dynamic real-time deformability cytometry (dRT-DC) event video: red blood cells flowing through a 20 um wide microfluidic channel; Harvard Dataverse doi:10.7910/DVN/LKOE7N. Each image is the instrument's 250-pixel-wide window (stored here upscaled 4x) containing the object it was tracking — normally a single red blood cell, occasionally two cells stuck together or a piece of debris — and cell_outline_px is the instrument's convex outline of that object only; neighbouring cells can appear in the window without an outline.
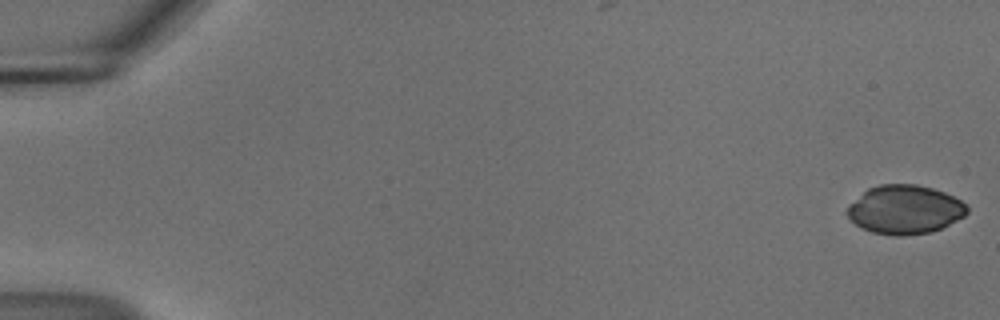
{"species": "common noctule bat (a hibernating species)", "species_latin": "Nyctalus noctula", "temperature_condition": "cold", "stored_images_in_passage": 55, "camera_frame_rate_fps": 3000, "um_per_image_px": 0.085, "animal": {"sex": "male", "body_mass_g": 18.8}, "frame": {"image": 1, "passage_image": 1, "time_ms": 0.0, "image_size_px": [1000, 320], "cell_outline_px": [[968, 212], [964, 216], [932, 232], [904, 236], [892, 236], [872, 232], [860, 228], [844, 212], [848, 204], [868, 188], [880, 184], [916, 184], [932, 188], [944, 192], [968, 204]], "centroid_in_image_um": [76.88, 17.82], "position_along_channel_um": 8.1, "area_um2": 34.33}}
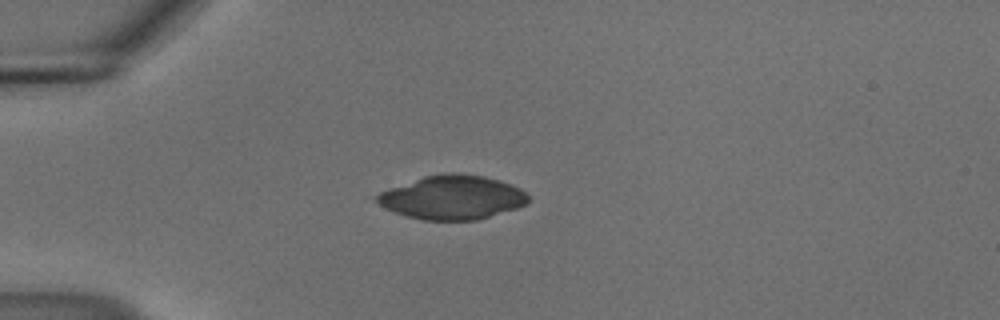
{"frame": {"image": 2, "passage_image": 15, "time_ms": 4.667, "image_size_px": [1000, 320], "cell_outline_px": [[528, 204], [516, 208], [476, 220], [424, 220], [408, 216], [384, 208], [376, 200], [376, 196], [380, 192], [388, 188], [424, 176], [440, 172], [456, 172], [484, 176], [500, 180], [520, 188], [528, 196]], "centroid_in_image_um": [38.45, 16.76], "position_along_channel_um": 46.6, "area_um2": 38.73}}
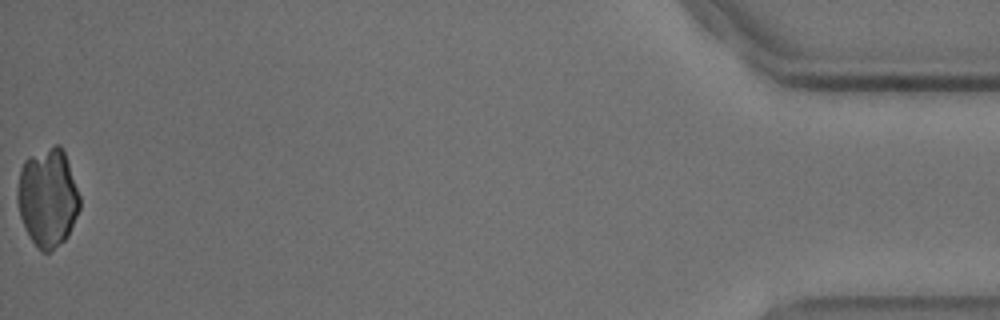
{"frame": {"image": 3, "passage_image": 55, "time_ms": 18.0, "image_size_px": [1000, 320], "cell_outline_px": [[80, 208], [68, 236], [64, 240], [48, 252], [40, 252], [36, 248], [12, 208], [20, 168], [24, 160], [28, 156], [56, 144], [60, 144], [64, 152], [80, 196]], "centroid_in_image_um": [3.97, 16.82], "position_along_channel_um": 431.2, "area_um2": 36.82}}